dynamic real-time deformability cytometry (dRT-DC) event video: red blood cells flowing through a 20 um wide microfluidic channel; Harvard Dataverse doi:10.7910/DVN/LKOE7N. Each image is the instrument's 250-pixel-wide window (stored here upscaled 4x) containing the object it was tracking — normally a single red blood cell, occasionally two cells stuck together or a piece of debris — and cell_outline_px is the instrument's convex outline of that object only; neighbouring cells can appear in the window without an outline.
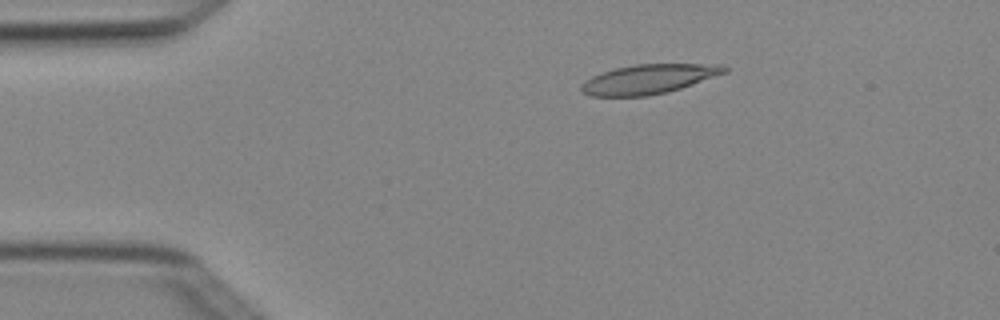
{"species": "Egyptian fruit bat (a non-hibernating species)", "species_latin": "Rousettus aegyptiacus", "temperature_condition": "cold", "stored_images_in_passage": 5, "camera_frame_rate_fps": 3000, "um_per_image_px": 0.085, "animal": {"sex": "female"}, "frame": {"image": 1, "passage_image": 3, "time_ms": 0.667, "image_size_px": [1000, 320], "cell_outline_px": [[728, 72], [668, 92], [648, 96], [592, 96], [580, 92], [580, 84], [584, 80], [592, 76], [616, 68], [636, 64], [724, 64], [728, 68]], "centroid_in_image_um": [55.13, 6.72], "position_along_channel_um": 29.9, "area_um2": 24.62}}
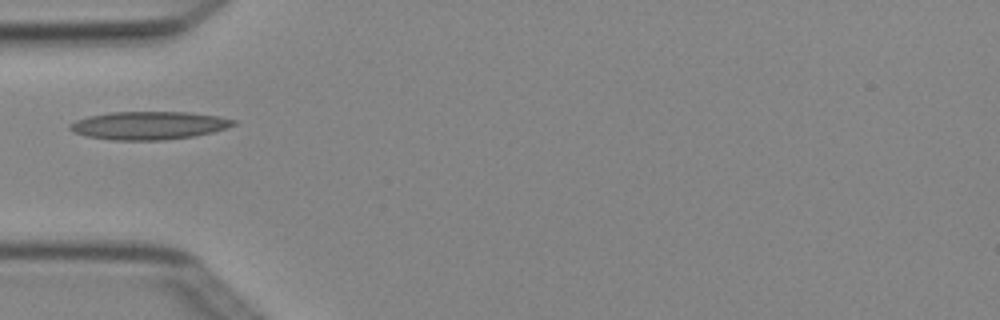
{"frame": {"image": 2, "passage_image": 5, "time_ms": 1.333, "image_size_px": [1000, 320], "cell_outline_px": [[236, 124], [228, 128], [212, 132], [192, 136], [164, 140], [112, 140], [88, 136], [72, 132], [68, 128], [68, 124], [76, 120], [88, 116], [108, 112], [188, 112], [216, 116], [236, 120]], "centroid_in_image_um": [12.62, 10.66], "position_along_channel_um": 72.4, "area_um2": 26.76}}